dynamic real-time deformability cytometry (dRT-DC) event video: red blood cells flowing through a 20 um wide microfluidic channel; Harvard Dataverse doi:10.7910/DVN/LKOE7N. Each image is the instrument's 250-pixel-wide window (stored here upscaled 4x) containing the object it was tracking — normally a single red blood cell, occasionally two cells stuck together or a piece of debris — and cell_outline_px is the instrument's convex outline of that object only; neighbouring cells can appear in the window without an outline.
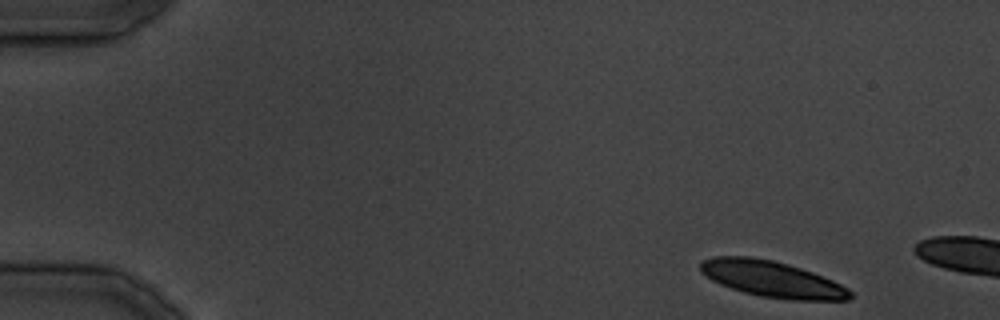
{"species": "common noctule bat (a hibernating species)", "species_latin": "Nyctalus noctula", "temperature_condition": "cold", "stored_images_in_passage": 6, "camera_frame_rate_fps": 3000, "um_per_image_px": 0.085, "animal": {"sex": "male", "body_mass_g": 19.5, "forearm_length_mm": 54.6}, "frame": {"image": 1, "passage_image": 1, "time_ms": 0.0, "image_size_px": [1000, 320], "cell_outline_px": [[852, 296], [848, 300], [788, 300], [760, 296], [744, 292], [720, 284], [712, 280], [700, 268], [700, 260], [712, 256], [748, 256], [772, 260], [788, 264], [812, 272], [832, 280], [848, 288], [852, 292]], "centroid_in_image_um": [65.62, 23.72], "position_along_channel_um": 19.4, "area_um2": 31.39}}